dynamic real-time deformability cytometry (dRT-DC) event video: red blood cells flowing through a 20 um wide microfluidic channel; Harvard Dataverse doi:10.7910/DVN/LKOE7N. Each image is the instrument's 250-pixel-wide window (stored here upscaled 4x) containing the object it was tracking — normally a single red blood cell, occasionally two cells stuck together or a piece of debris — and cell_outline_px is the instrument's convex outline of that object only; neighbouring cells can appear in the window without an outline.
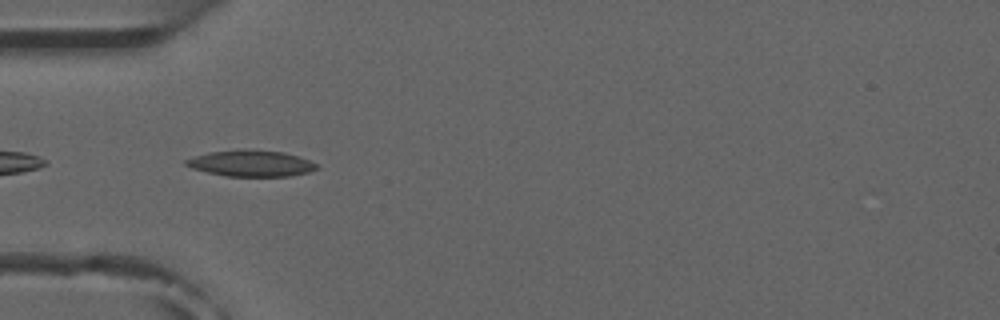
{"species": "common noctule bat (a hibernating species)", "species_latin": "Nyctalus noctula", "temperature_condition": "room temperature", "stored_images_in_passage": 6, "camera_frame_rate_fps": 3000, "um_per_image_px": 0.085, "animal": {"sex": "male", "forearm_length_mm": 52.5}, "frame": {"image": 1, "passage_image": 4, "time_ms": 3.333, "image_size_px": [1000, 320], "cell_outline_px": [[320, 168], [308, 172], [292, 176], [228, 176], [208, 172], [192, 168], [184, 164], [184, 160], [208, 152], [284, 152], [300, 156], [320, 164]], "centroid_in_image_um": [21.43, 13.93], "position_along_channel_um": 63.6, "area_um2": 19.19}}
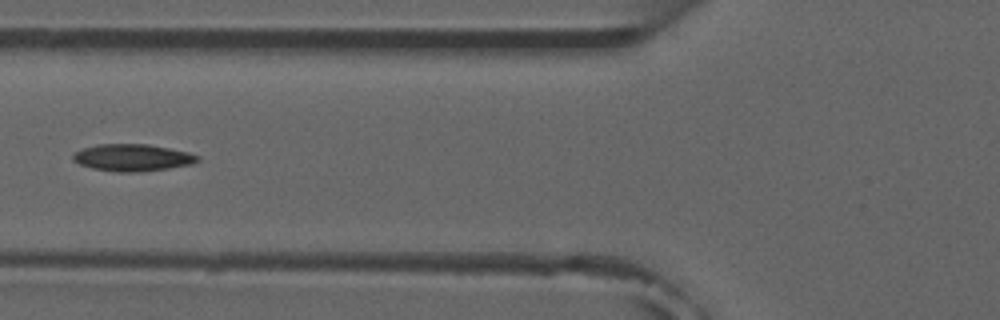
{"frame": {"image": 2, "passage_image": 5, "time_ms": 4.667, "image_size_px": [1000, 320], "cell_outline_px": [[200, 160], [192, 164], [168, 168], [136, 172], [120, 172], [92, 168], [80, 164], [72, 160], [72, 156], [76, 152], [84, 148], [96, 144], [148, 144], [188, 152], [200, 156]], "centroid_in_image_um": [11.27, 13.39], "position_along_channel_um": 114.5, "area_um2": 19.48}}
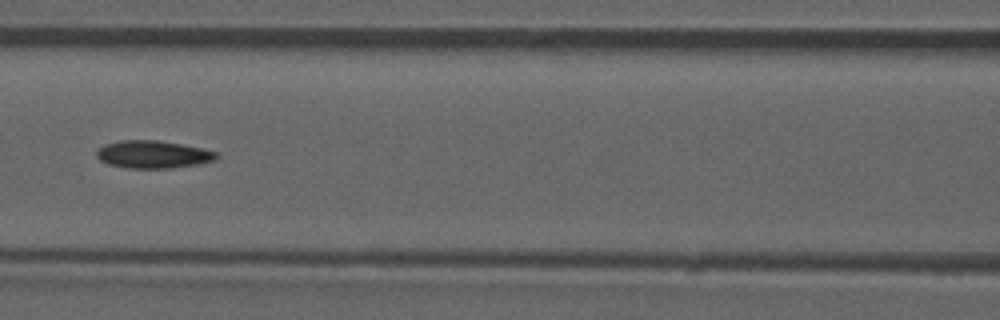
{"frame": {"image": 3, "passage_image": 6, "time_ms": 5.667, "image_size_px": [1000, 320], "cell_outline_px": [[220, 156], [216, 160], [200, 164], [172, 168], [128, 168], [108, 164], [100, 160], [96, 156], [96, 152], [104, 144], [120, 140], [156, 140], [180, 144], [200, 148], [216, 152]], "centroid_in_image_um": [13.01, 13.13], "position_along_channel_um": 153.6, "area_um2": 19.31}}